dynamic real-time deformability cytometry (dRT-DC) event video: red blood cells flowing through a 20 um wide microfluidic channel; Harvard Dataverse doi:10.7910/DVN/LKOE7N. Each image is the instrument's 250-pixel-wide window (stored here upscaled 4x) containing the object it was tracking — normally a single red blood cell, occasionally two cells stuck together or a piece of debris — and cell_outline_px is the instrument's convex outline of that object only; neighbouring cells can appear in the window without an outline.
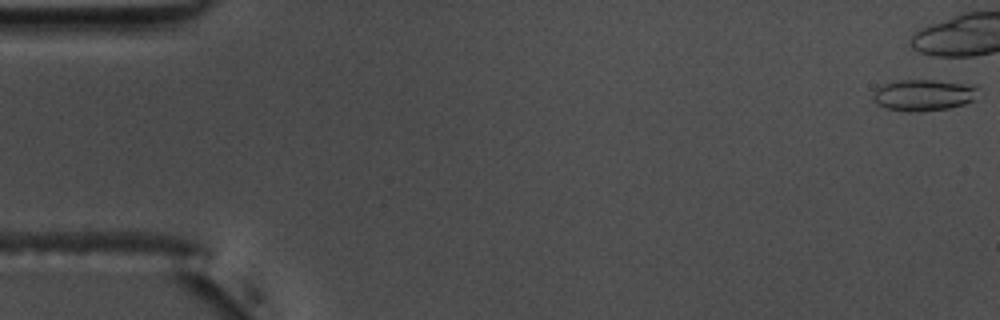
{"species": "common noctule bat (a hibernating species)", "species_latin": "Nyctalus noctula", "temperature_condition": "warm", "stored_images_in_passage": 7, "camera_frame_rate_fps": 3000, "um_per_image_px": 0.085, "animal": {"sex": "male", "body_mass_g": 17.5, "forearm_length_mm": 52.3}, "frame": {"image": 1, "passage_image": 1, "time_ms": 0.0, "image_size_px": [1000, 320], "cell_outline_px": [[976, 100], [964, 104], [948, 108], [916, 112], [908, 112], [888, 108], [880, 104], [872, 96], [876, 88], [880, 84], [896, 80], [932, 80], [976, 84]], "centroid_in_image_um": [78.53, 8.06], "position_along_channel_um": 6.5, "area_um2": 19.31}}